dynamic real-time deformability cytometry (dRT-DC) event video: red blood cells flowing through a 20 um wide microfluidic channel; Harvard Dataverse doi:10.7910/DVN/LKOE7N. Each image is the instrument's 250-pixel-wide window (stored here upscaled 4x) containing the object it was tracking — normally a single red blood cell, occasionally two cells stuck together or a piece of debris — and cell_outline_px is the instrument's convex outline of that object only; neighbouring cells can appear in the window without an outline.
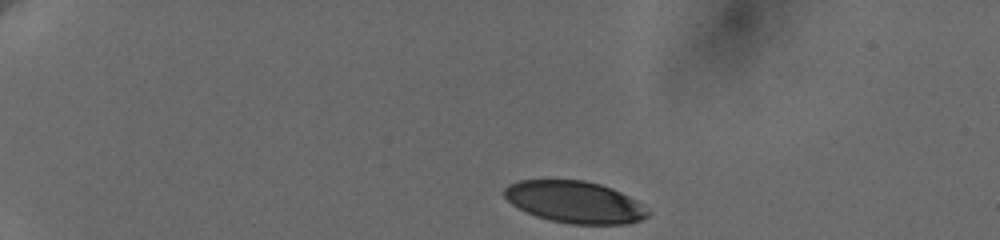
{"species": "human", "species_latin": "Homo sapiens", "temperature_condition": "cold", "stored_images_in_passage": 40, "camera_frame_rate_fps": 3000, "um_per_image_px": 0.085, "donor": {"sex": "female"}, "frame": {"image": 1, "passage_image": 1, "time_ms": 0.0, "image_size_px": [1000, 240], "cell_outline_px": [[648, 216], [640, 220], [628, 224], [572, 224], [548, 220], [536, 216], [512, 204], [504, 196], [504, 188], [508, 184], [520, 180], [584, 180], [600, 184], [612, 188], [644, 204], [648, 212]], "centroid_in_image_um": [48.86, 17.17], "position_along_channel_um": 36.1, "area_um2": 34.97}}
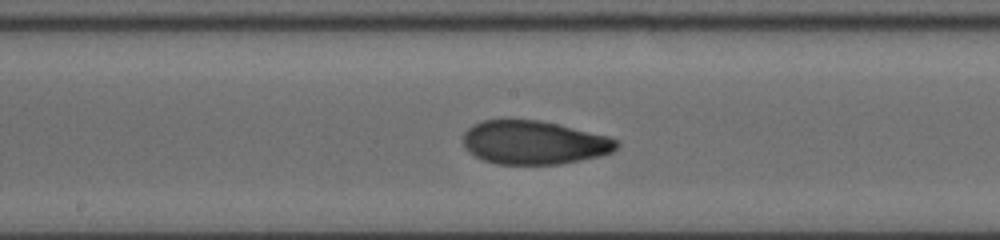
{"frame": {"image": 2, "passage_image": 22, "time_ms": 7.0, "image_size_px": [1000, 240], "cell_outline_px": [[620, 144], [612, 152], [600, 156], [560, 164], [496, 164], [484, 160], [468, 152], [464, 148], [464, 132], [472, 124], [484, 120], [504, 116], [540, 120], [608, 136], [620, 140]], "centroid_in_image_um": [45.35, 12.08], "position_along_channel_um": 202.8, "area_um2": 39.82}}
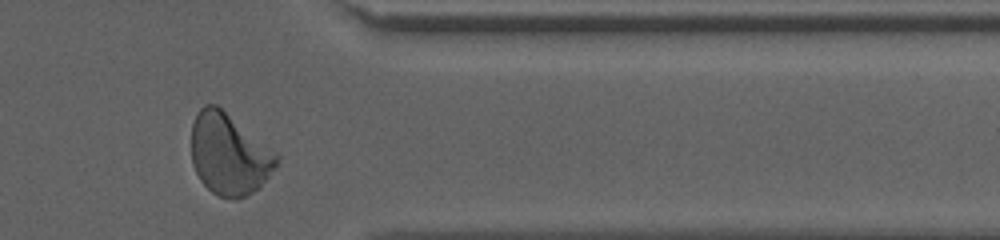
{"frame": {"image": 3, "passage_image": 38, "time_ms": 12.333, "image_size_px": [1000, 240], "cell_outline_px": [[280, 160], [276, 168], [260, 188], [236, 200], [220, 196], [212, 192], [200, 180], [192, 164], [192, 124], [200, 108], [204, 104], [216, 104], [280, 156]], "centroid_in_image_um": [19.48, 13.13], "position_along_channel_um": 391.9, "area_um2": 40.23}, "authors_computed_cell_mechanics": {"area_um2": 39.1595, "velocity_mm_per_s": 3.6415, "shape_relaxation_time_tau1_ms": 4.9764, "shape_relaxation_time_tau2_ms": 1.3972, "deformation_change_tau1": 0.1772, "deformation_change_tau2": 0.0669}}